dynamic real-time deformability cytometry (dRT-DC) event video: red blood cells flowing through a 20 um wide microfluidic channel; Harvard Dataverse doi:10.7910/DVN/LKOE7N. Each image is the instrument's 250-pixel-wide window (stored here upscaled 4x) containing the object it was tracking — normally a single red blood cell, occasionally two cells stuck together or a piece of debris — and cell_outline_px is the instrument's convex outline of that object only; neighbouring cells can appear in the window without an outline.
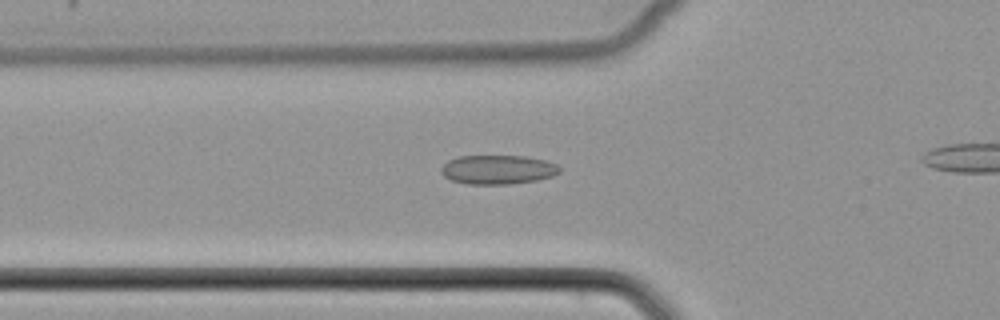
{"species": "common noctule bat (a hibernating species)", "species_latin": "Nyctalus noctula", "temperature_condition": "cold", "stored_images_in_passage": 42, "camera_frame_rate_fps": 3000, "um_per_image_px": 0.085, "animal": {"sex": "female", "body_mass_g": 22.7, "forearm_length_mm": 54.2}, "frame": {"image": 1, "passage_image": 18, "time_ms": 5.667, "image_size_px": [1000, 320], "cell_outline_px": [[560, 172], [552, 176], [536, 180], [512, 184], [468, 184], [452, 180], [444, 176], [440, 172], [440, 168], [448, 160], [460, 156], [524, 156], [544, 160], [556, 164], [560, 168]], "centroid_in_image_um": [42.3, 14.42], "position_along_channel_um": 83.5, "area_um2": 20.06}}
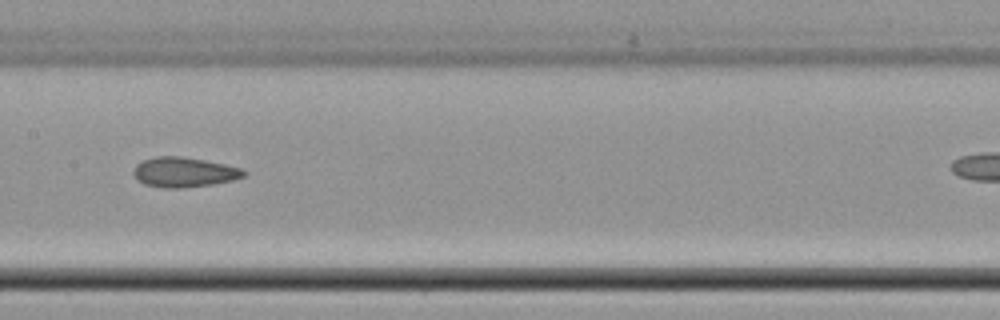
{"frame": {"image": 2, "passage_image": 26, "time_ms": 8.333, "image_size_px": [1000, 320], "cell_outline_px": [[248, 172], [244, 176], [232, 180], [212, 184], [180, 188], [164, 188], [144, 184], [136, 180], [132, 172], [136, 164], [144, 160], [156, 156], [180, 156], [204, 160], [224, 164], [240, 168]], "centroid_in_image_um": [15.61, 14.64], "position_along_channel_um": 191.8, "area_um2": 19.19}}
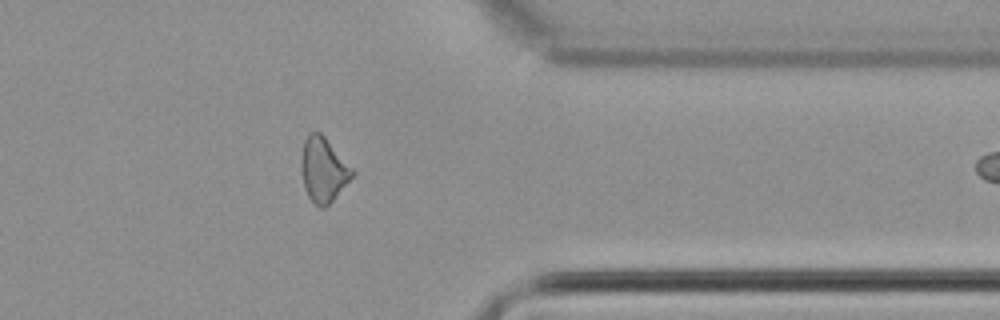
{"frame": {"image": 3, "passage_image": 41, "time_ms": 13.333, "image_size_px": [1000, 320], "cell_outline_px": [[356, 172], [332, 200], [324, 208], [320, 208], [308, 196], [304, 188], [300, 164], [300, 160], [304, 140], [308, 132], [320, 132], [324, 136]], "centroid_in_image_um": [27.46, 14.4], "position_along_channel_um": 383.9, "area_um2": 19.02}}